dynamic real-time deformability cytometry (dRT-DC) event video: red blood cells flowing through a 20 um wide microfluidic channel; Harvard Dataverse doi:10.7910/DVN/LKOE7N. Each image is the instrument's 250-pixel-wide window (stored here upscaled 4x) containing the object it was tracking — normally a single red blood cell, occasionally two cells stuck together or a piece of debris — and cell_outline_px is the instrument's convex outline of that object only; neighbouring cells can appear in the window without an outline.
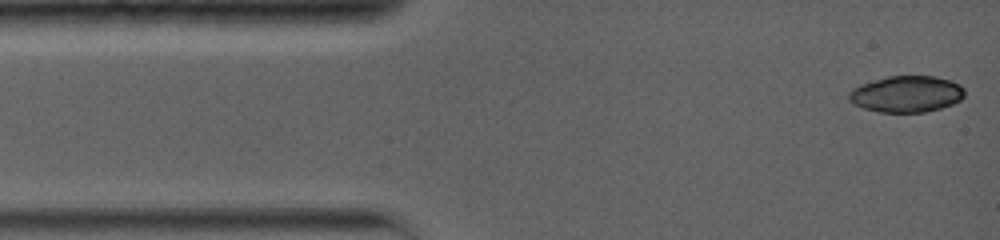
{"species": "common noctule bat (a hibernating species)", "species_latin": "Nyctalus noctula", "temperature_condition": "warm", "stored_images_in_passage": 3, "camera_frame_rate_fps": 5000, "um_per_image_px": 0.085, "animal": {"sex": "female", "body_mass_g": 19.0, "forearm_length_mm": 56.7}, "frame": {"image": 1, "passage_image": 1, "time_ms": 0.0, "image_size_px": [1000, 240], "cell_outline_px": [[964, 96], [960, 100], [952, 104], [940, 108], [924, 112], [880, 112], [864, 108], [848, 100], [848, 92], [852, 88], [860, 84], [888, 76], [936, 76], [952, 80], [960, 84], [964, 88]], "centroid_in_image_um": [77.06, 7.98], "position_along_channel_um": 7.9, "area_um2": 24.62}}